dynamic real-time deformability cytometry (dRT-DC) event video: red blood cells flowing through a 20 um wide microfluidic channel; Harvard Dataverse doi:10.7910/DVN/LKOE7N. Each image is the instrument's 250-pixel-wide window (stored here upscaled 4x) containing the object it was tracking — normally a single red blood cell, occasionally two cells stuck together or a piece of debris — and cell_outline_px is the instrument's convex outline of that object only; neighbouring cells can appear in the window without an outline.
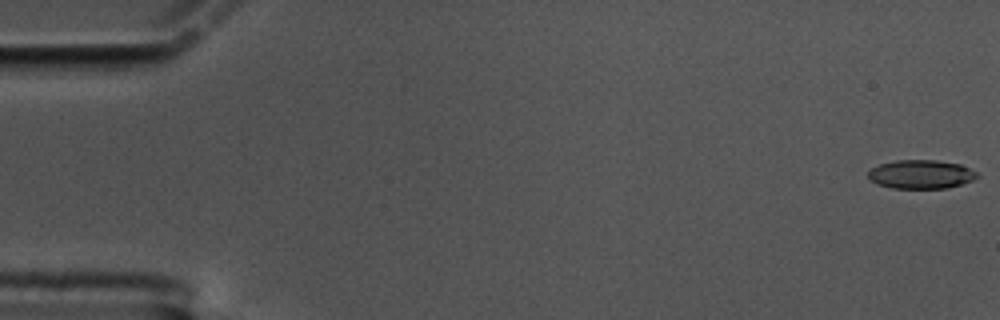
{"species": "common noctule bat (a hibernating species)", "species_latin": "Nyctalus noctula", "temperature_condition": "cold", "stored_images_in_passage": 60, "camera_frame_rate_fps": 3000, "um_per_image_px": 0.085, "animal": {"sex": "male", "body_mass_g": 17.5, "forearm_length_mm": 52.3}, "frame": {"image": 1, "passage_image": 1, "time_ms": 0.0, "image_size_px": [1000, 320], "cell_outline_px": [[980, 176], [972, 180], [948, 188], [892, 188], [876, 184], [868, 176], [868, 172], [872, 168], [880, 164], [896, 160], [936, 160], [960, 164], [976, 172]], "centroid_in_image_um": [78.28, 14.81], "position_along_channel_um": 6.7, "area_um2": 18.15}}
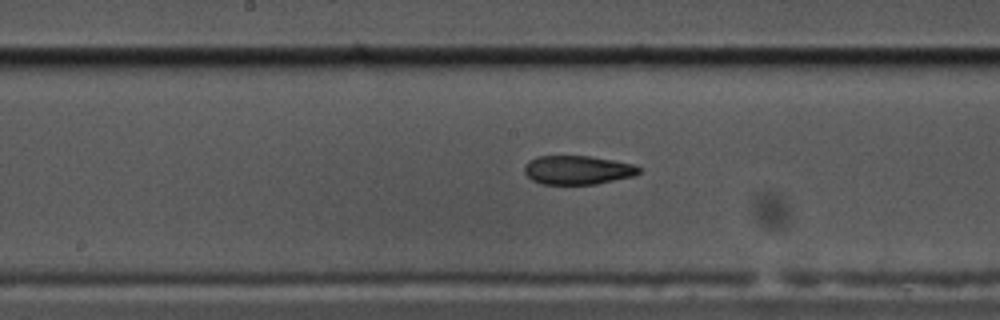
{"frame": {"image": 2, "passage_image": 31, "time_ms": 10.0, "image_size_px": [1000, 320], "cell_outline_px": [[640, 172], [636, 176], [596, 184], [540, 184], [532, 180], [524, 172], [524, 164], [528, 160], [536, 156], [592, 156], [636, 164], [640, 168]], "centroid_in_image_um": [49.11, 14.44], "position_along_channel_um": 199.1, "area_um2": 19.59}}
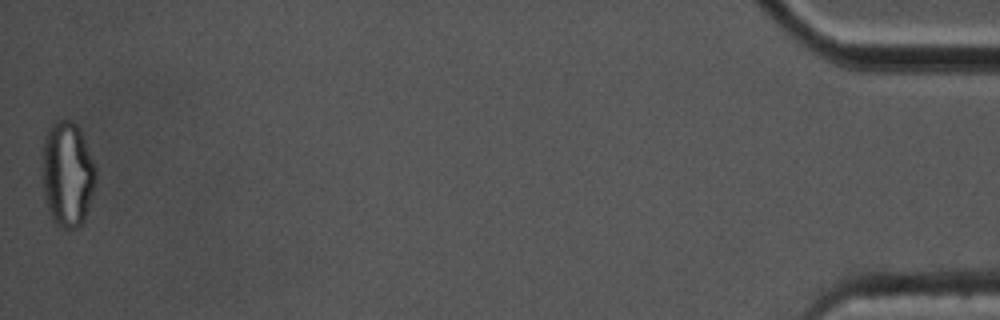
{"frame": {"image": 3, "passage_image": 60, "time_ms": 19.667, "image_size_px": [1000, 320], "cell_outline_px": [[96, 180], [88, 208], [84, 220], [76, 228], [64, 228], [56, 224], [52, 220], [44, 196], [44, 140], [48, 128], [56, 120], [72, 120], [76, 124], [84, 140], [96, 168]], "centroid_in_image_um": [5.74, 14.81], "position_along_channel_um": 429.5, "area_um2": 32.19}, "authors_computed_cell_mechanics": {"area_um2": 20.0855, "velocity_mm_per_s": 3.3697, "shape_relaxation_time_tau1_ms": null, "shape_relaxation_time_tau2_ms": 6.9488, "deformation_change_tau1": null, "deformation_change_tau2": 0.1513}}